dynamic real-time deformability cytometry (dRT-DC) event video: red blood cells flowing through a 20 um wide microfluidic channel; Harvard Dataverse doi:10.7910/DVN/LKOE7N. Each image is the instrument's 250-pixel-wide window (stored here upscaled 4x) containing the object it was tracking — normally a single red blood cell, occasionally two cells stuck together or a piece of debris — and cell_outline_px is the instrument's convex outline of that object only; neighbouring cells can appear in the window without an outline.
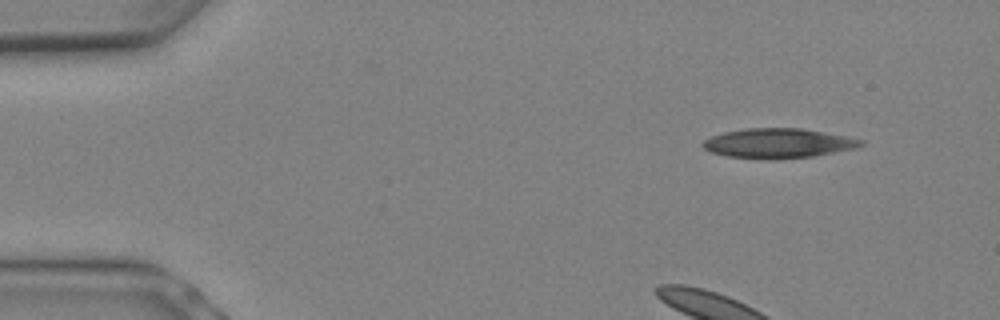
{"species": "Egyptian fruit bat (a non-hibernating species)", "species_latin": "Rousettus aegyptiacus", "temperature_condition": "warm", "stored_images_in_passage": 9, "camera_frame_rate_fps": 3000, "um_per_image_px": 0.085, "animal": {"sex": "female"}, "frame": {"image": 1, "passage_image": 1, "time_ms": 0.0, "image_size_px": [1000, 320], "cell_outline_px": [[864, 144], [856, 148], [812, 156], [772, 160], [768, 160], [728, 156], [712, 152], [704, 148], [700, 144], [704, 140], [712, 136], [724, 132], [744, 128], [800, 128], [844, 136], [864, 140]], "centroid_in_image_um": [66.12, 12.18], "position_along_channel_um": 18.9, "area_um2": 27.22}}
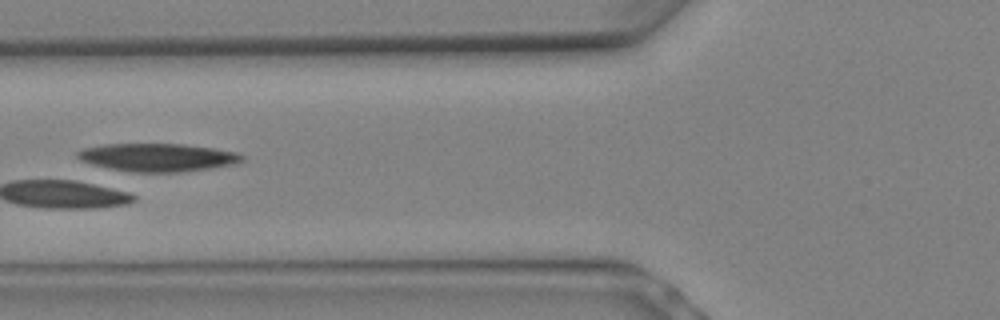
{"frame": {"image": 2, "passage_image": 7, "time_ms": 2.0, "image_size_px": [1000, 320], "cell_outline_px": [[244, 160], [236, 164], [184, 172], [132, 172], [108, 168], [92, 164], [80, 160], [76, 156], [76, 152], [84, 148], [104, 144], [184, 144], [240, 152], [244, 156]], "centroid_in_image_um": [13.43, 13.38], "position_along_channel_um": 112.4, "area_um2": 27.05}}